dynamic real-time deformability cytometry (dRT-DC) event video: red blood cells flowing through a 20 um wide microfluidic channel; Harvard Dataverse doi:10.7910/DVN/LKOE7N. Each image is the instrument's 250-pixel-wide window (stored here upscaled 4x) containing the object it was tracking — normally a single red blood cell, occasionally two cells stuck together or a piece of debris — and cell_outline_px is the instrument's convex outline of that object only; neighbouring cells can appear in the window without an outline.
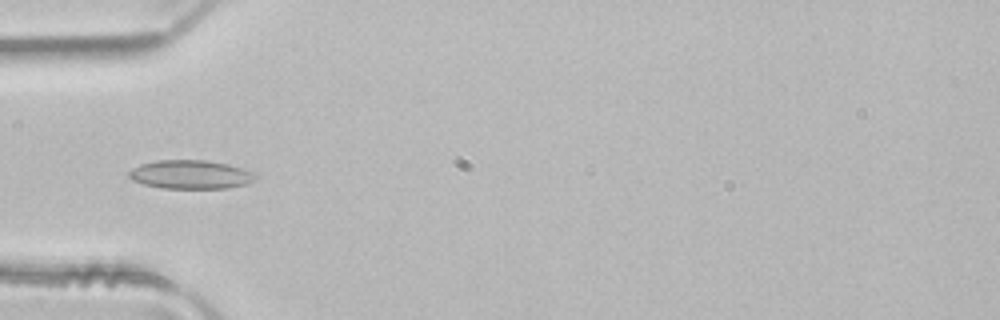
{"species": "common noctule bat (a hibernating species)", "species_latin": "Nyctalus noctula", "temperature_condition": "room temperature", "stored_images_in_passage": 4, "camera_frame_rate_fps": 3000, "um_per_image_px": 0.085, "animal": {"sex": "male", "body_mass_g": 21.5, "forearm_length_mm": 52.0}, "frame": {"image": 1, "passage_image": 4, "time_ms": 1.0, "image_size_px": [1000, 320], "cell_outline_px": [[256, 180], [248, 184], [228, 188], [160, 188], [144, 184], [132, 180], [128, 176], [128, 172], [132, 168], [140, 164], [156, 160], [204, 160], [228, 164], [252, 172], [256, 176]], "centroid_in_image_um": [16.18, 14.84], "position_along_channel_um": 68.8, "area_um2": 21.21}}